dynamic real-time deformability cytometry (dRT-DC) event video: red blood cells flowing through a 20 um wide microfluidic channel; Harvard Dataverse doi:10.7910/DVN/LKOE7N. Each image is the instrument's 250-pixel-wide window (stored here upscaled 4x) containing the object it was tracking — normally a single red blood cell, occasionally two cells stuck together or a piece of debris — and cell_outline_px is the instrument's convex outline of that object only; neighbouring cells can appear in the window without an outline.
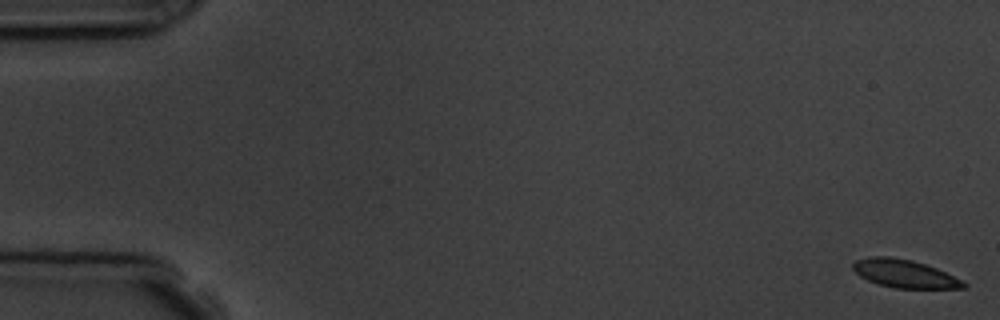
{"species": "common noctule bat (a hibernating species)", "species_latin": "Nyctalus noctula", "temperature_condition": "room temperature", "stored_images_in_passage": 5, "camera_frame_rate_fps": 3000, "um_per_image_px": 0.085, "animal": {"sex": "male", "body_mass_g": 19.5, "forearm_length_mm": 54.6}, "frame": {"image": 1, "passage_image": 1, "time_ms": 0.0, "image_size_px": [1000, 320], "cell_outline_px": [[968, 284], [964, 288], [896, 288], [880, 284], [868, 280], [860, 276], [852, 268], [852, 264], [856, 260], [868, 256], [888, 256], [912, 260], [936, 268]], "centroid_in_image_um": [76.84, 23.25], "position_along_channel_um": 8.2, "area_um2": 17.8}}